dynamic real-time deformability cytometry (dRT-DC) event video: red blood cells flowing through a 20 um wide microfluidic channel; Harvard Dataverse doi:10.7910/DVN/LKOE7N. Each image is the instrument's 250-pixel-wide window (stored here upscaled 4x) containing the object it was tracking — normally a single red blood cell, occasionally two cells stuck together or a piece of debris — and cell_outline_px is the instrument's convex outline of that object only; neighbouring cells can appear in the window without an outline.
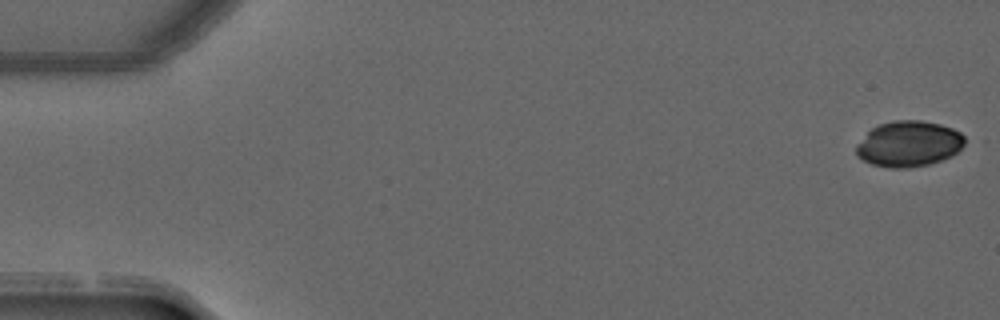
{"species": "common noctule bat (a hibernating species)", "species_latin": "Nyctalus noctula", "temperature_condition": "warm", "stored_images_in_passage": 51, "camera_frame_rate_fps": 3000, "um_per_image_px": 0.085, "animal": {"sex": "male", "forearm_length_mm": 52.5}, "frame": {"image": 1, "passage_image": 1, "time_ms": 0.0, "image_size_px": [1000, 320], "cell_outline_px": [[972, 140], [952, 156], [928, 164], [908, 168], [892, 168], [872, 164], [856, 156], [856, 144], [872, 128], [880, 124], [892, 120], [920, 120], [940, 124], [952, 128], [960, 132]], "centroid_in_image_um": [77.31, 12.22], "position_along_channel_um": 7.7, "area_um2": 29.3}}
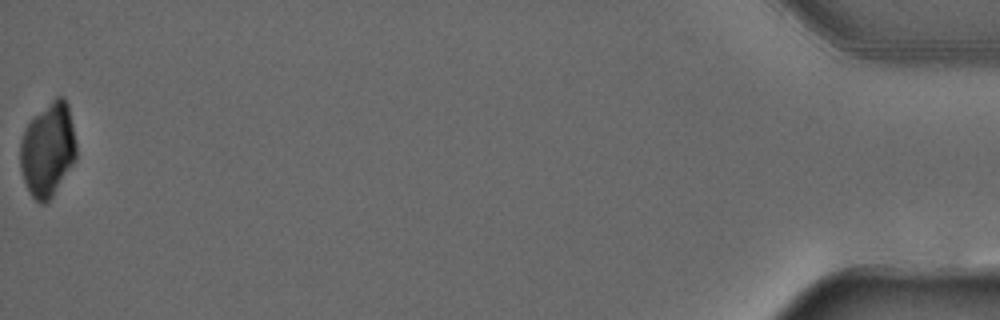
{"frame": {"image": 2, "passage_image": 51, "time_ms": 16.667, "image_size_px": [1000, 320], "cell_outline_px": [[76, 160], [52, 196], [44, 204], [40, 204], [32, 196], [24, 180], [20, 168], [20, 140], [24, 128], [56, 96], [64, 96], [68, 104], [76, 144]], "centroid_in_image_um": [4.07, 12.72], "position_along_channel_um": 431.1, "area_um2": 30.4}}